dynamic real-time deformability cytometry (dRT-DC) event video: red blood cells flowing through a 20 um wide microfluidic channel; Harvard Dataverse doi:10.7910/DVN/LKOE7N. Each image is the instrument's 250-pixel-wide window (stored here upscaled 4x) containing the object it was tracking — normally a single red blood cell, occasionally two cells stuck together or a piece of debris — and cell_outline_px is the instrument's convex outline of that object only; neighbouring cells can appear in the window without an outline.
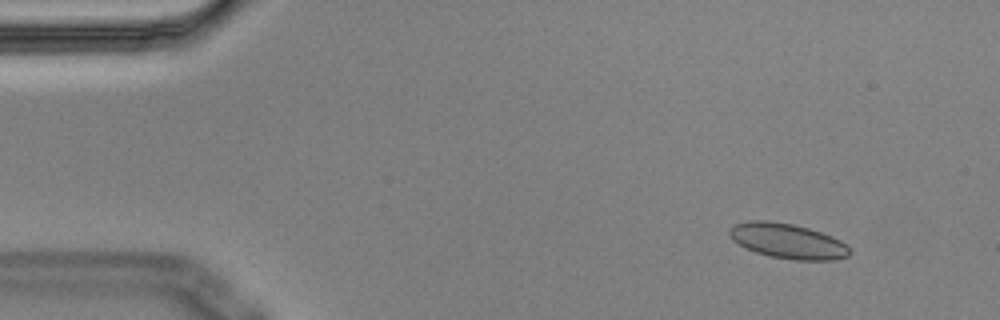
{"species": "Egyptian fruit bat (a non-hibernating species)", "species_latin": "Rousettus aegyptiacus", "temperature_condition": "cold", "stored_images_in_passage": 5, "camera_frame_rate_fps": 3000, "um_per_image_px": 0.085, "animal": {"sex": "male"}, "frame": {"image": 1, "passage_image": 2, "time_ms": 0.333, "image_size_px": [1000, 320], "cell_outline_px": [[852, 252], [848, 256], [832, 260], [796, 260], [768, 256], [744, 248], [732, 240], [728, 232], [728, 228], [736, 224], [748, 220], [768, 220], [792, 224], [808, 228], [832, 236], [848, 244]], "centroid_in_image_um": [66.94, 20.49], "position_along_channel_um": 18.1, "area_um2": 24.8}}
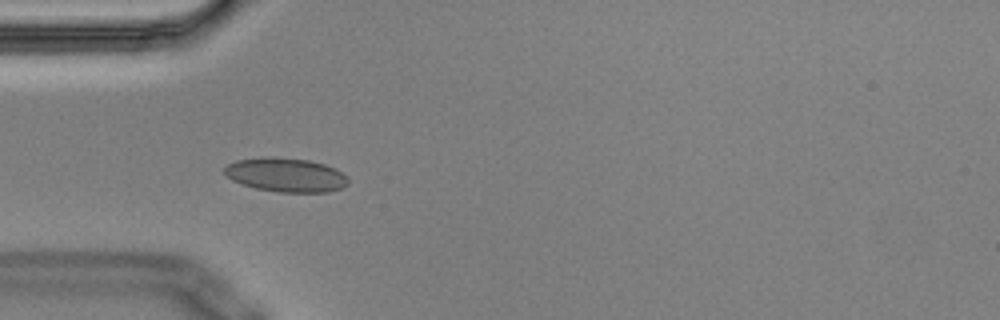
{"frame": {"image": 2, "passage_image": 4, "time_ms": 1.0, "image_size_px": [1000, 320], "cell_outline_px": [[348, 184], [340, 188], [328, 192], [276, 192], [256, 188], [232, 180], [224, 172], [224, 168], [228, 164], [236, 160], [264, 156], [308, 160], [324, 164], [336, 168], [348, 180]], "centroid_in_image_um": [24.28, 14.86], "position_along_channel_um": 60.7, "area_um2": 24.33}}